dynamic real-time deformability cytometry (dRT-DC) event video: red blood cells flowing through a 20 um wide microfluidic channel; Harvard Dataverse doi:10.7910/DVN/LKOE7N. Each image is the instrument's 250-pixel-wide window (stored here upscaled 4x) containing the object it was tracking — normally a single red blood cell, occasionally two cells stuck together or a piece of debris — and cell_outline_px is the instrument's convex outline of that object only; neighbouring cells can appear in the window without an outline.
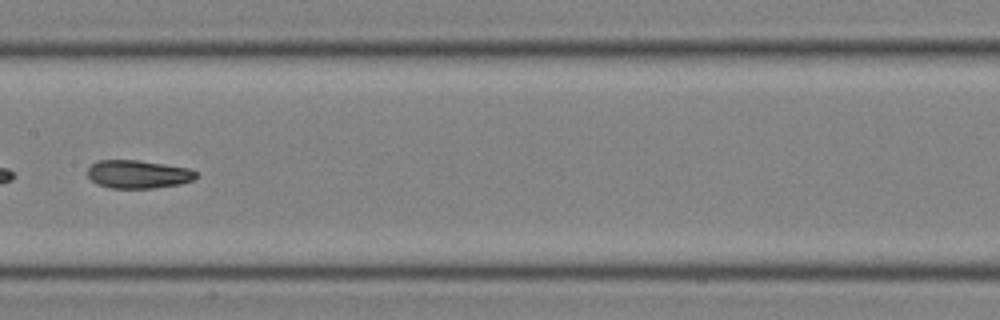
{"species": "common noctule bat (a hibernating species)", "species_latin": "Nyctalus noctula", "temperature_condition": "room temperature", "stored_images_in_passage": 29, "camera_frame_rate_fps": 3000, "um_per_image_px": 0.085, "animal": {"sex": "male", "body_mass_g": 19.0, "forearm_length_mm": 50.8}, "frame": {"image": 1, "passage_image": 9, "time_ms": 2.667, "image_size_px": [1000, 320], "cell_outline_px": [[196, 176], [192, 180], [180, 184], [152, 188], [108, 188], [96, 184], [88, 176], [88, 168], [92, 164], [100, 160], [136, 160], [164, 164], [188, 168], [196, 172]], "centroid_in_image_um": [11.71, 14.81], "position_along_channel_um": 195.7, "area_um2": 17.69}}